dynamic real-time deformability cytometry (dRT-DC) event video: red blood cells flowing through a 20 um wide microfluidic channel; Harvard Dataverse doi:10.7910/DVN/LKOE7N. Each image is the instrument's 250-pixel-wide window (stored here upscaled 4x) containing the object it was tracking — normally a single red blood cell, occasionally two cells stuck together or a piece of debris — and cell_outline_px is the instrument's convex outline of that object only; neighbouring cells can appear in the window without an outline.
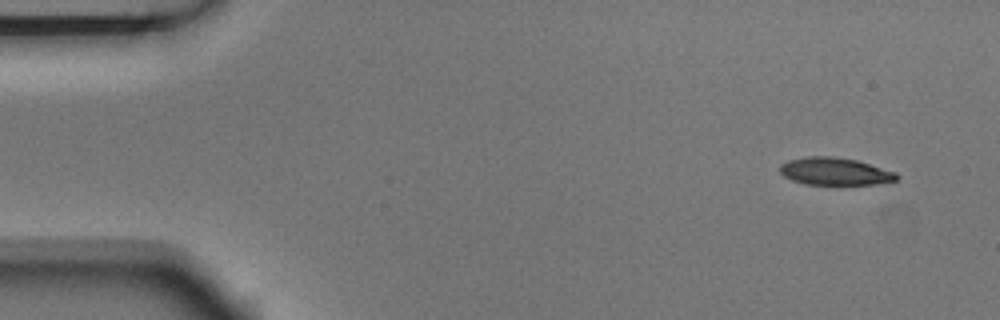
{"species": "Egyptian fruit bat (a non-hibernating species)", "species_latin": "Rousettus aegyptiacus", "temperature_condition": "room temperature", "stored_images_in_passage": 4, "camera_frame_rate_fps": 3000, "um_per_image_px": 0.085, "animal": {"sex": "male"}, "frame": {"image": 1, "passage_image": 1, "time_ms": 0.0, "image_size_px": [1000, 320], "cell_outline_px": [[900, 176], [896, 180], [876, 184], [840, 188], [804, 184], [792, 180], [784, 176], [780, 172], [780, 164], [788, 160], [808, 156], [832, 156], [856, 160], [896, 172]], "centroid_in_image_um": [70.98, 14.63], "position_along_channel_um": 14.0, "area_um2": 19.65}}
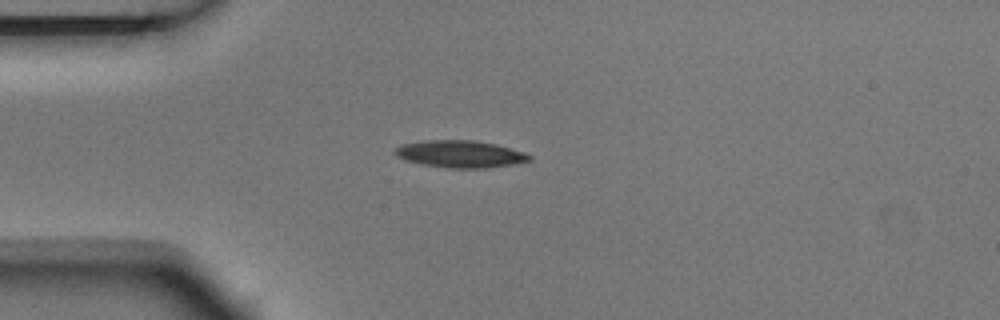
{"frame": {"image": 2, "passage_image": 4, "time_ms": 1.0, "image_size_px": [1000, 320], "cell_outline_px": [[532, 160], [512, 164], [488, 168], [448, 168], [420, 164], [404, 160], [396, 156], [392, 152], [400, 144], [424, 140], [472, 140], [496, 144], [524, 152], [532, 156]], "centroid_in_image_um": [39.07, 13.09], "position_along_channel_um": 45.9, "area_um2": 21.44}}